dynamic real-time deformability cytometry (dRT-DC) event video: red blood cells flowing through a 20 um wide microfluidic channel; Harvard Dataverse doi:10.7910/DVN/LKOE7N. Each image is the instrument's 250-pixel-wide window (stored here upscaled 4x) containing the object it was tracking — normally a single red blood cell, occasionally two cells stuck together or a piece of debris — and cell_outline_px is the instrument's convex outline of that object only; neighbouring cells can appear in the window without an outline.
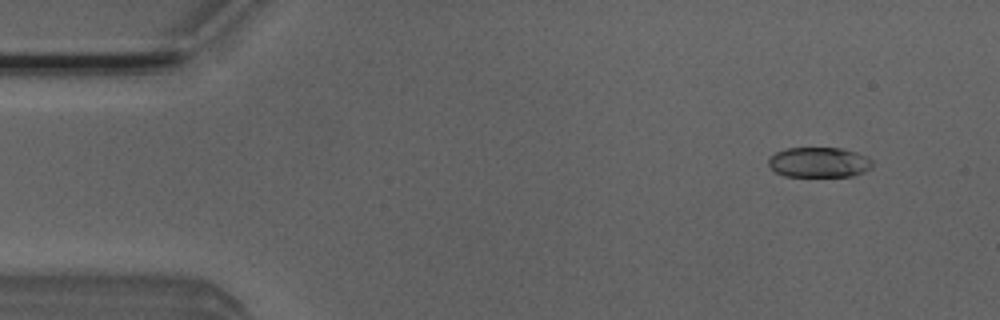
{"species": "Egyptian fruit bat (a non-hibernating species)", "species_latin": "Rousettus aegyptiacus", "temperature_condition": "room temperature", "stored_images_in_passage": 50, "camera_frame_rate_fps": 3000, "um_per_image_px": 0.085, "animal": {"sex": "male"}, "frame": {"image": 1, "passage_image": 5, "time_ms": 1.333, "image_size_px": [1000, 320], "cell_outline_px": [[872, 168], [864, 172], [852, 176], [784, 176], [776, 172], [768, 164], [768, 160], [776, 152], [788, 148], [840, 148], [856, 152], [868, 156], [872, 160]], "centroid_in_image_um": [69.65, 13.8], "position_along_channel_um": 15.4, "area_um2": 18.26}}
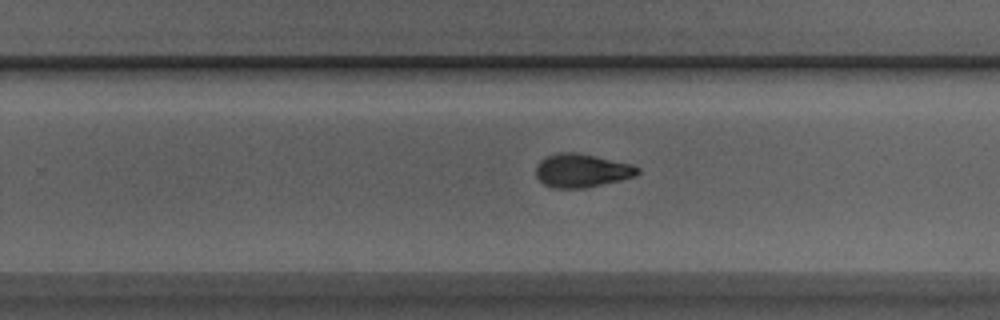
{"frame": {"image": 2, "passage_image": 32, "time_ms": 10.333, "image_size_px": [1000, 320], "cell_outline_px": [[640, 172], [636, 176], [620, 180], [584, 188], [552, 188], [544, 184], [536, 176], [536, 164], [540, 160], [556, 152], [576, 152], [596, 156], [632, 164], [640, 168]], "centroid_in_image_um": [49.44, 14.49], "position_along_channel_um": 280.4, "area_um2": 19.94}}
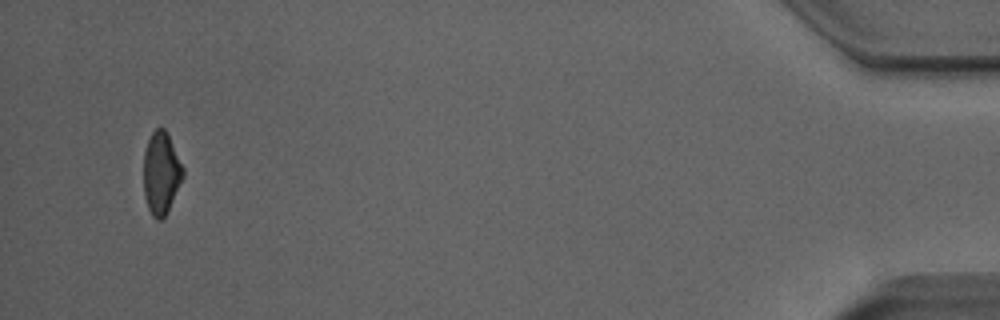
{"frame": {"image": 3, "passage_image": 49, "time_ms": 16.0, "image_size_px": [1000, 320], "cell_outline_px": [[184, 176], [164, 216], [160, 220], [156, 220], [152, 216], [148, 208], [144, 196], [144, 152], [148, 140], [152, 132], [156, 128], [164, 128], [184, 168]], "centroid_in_image_um": [13.68, 14.71], "position_along_channel_um": 421.5, "area_um2": 18.55}}